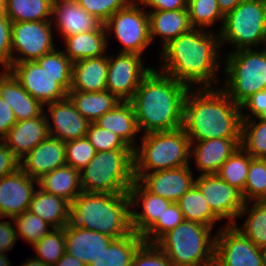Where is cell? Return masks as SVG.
<instances>
[{"label":"cell","instance_id":"obj_1","mask_svg":"<svg viewBox=\"0 0 266 266\" xmlns=\"http://www.w3.org/2000/svg\"><path fill=\"white\" fill-rule=\"evenodd\" d=\"M220 48L217 30L211 32V30L192 28L160 49L161 63L157 70L173 77L188 88L219 87L222 79L218 78L220 75L218 72L223 67Z\"/></svg>","mask_w":266,"mask_h":266},{"label":"cell","instance_id":"obj_2","mask_svg":"<svg viewBox=\"0 0 266 266\" xmlns=\"http://www.w3.org/2000/svg\"><path fill=\"white\" fill-rule=\"evenodd\" d=\"M189 89L173 77L152 68L130 100L140 134L183 127L184 104Z\"/></svg>","mask_w":266,"mask_h":266},{"label":"cell","instance_id":"obj_3","mask_svg":"<svg viewBox=\"0 0 266 266\" xmlns=\"http://www.w3.org/2000/svg\"><path fill=\"white\" fill-rule=\"evenodd\" d=\"M241 106L221 87L190 88L184 104L183 128L191 142L234 138L241 143Z\"/></svg>","mask_w":266,"mask_h":266},{"label":"cell","instance_id":"obj_4","mask_svg":"<svg viewBox=\"0 0 266 266\" xmlns=\"http://www.w3.org/2000/svg\"><path fill=\"white\" fill-rule=\"evenodd\" d=\"M130 211L128 193L81 192L70 203V223L117 239L132 232Z\"/></svg>","mask_w":266,"mask_h":266},{"label":"cell","instance_id":"obj_5","mask_svg":"<svg viewBox=\"0 0 266 266\" xmlns=\"http://www.w3.org/2000/svg\"><path fill=\"white\" fill-rule=\"evenodd\" d=\"M133 150L134 173H150L191 165V141L183 127L139 136Z\"/></svg>","mask_w":266,"mask_h":266},{"label":"cell","instance_id":"obj_6","mask_svg":"<svg viewBox=\"0 0 266 266\" xmlns=\"http://www.w3.org/2000/svg\"><path fill=\"white\" fill-rule=\"evenodd\" d=\"M209 226L184 220L155 244L174 266H214L215 236Z\"/></svg>","mask_w":266,"mask_h":266},{"label":"cell","instance_id":"obj_7","mask_svg":"<svg viewBox=\"0 0 266 266\" xmlns=\"http://www.w3.org/2000/svg\"><path fill=\"white\" fill-rule=\"evenodd\" d=\"M135 181L133 149L96 152L80 171L82 192L124 194Z\"/></svg>","mask_w":266,"mask_h":266},{"label":"cell","instance_id":"obj_8","mask_svg":"<svg viewBox=\"0 0 266 266\" xmlns=\"http://www.w3.org/2000/svg\"><path fill=\"white\" fill-rule=\"evenodd\" d=\"M226 77L220 87L241 106L253 94L266 89V52L251 48L223 55Z\"/></svg>","mask_w":266,"mask_h":266},{"label":"cell","instance_id":"obj_9","mask_svg":"<svg viewBox=\"0 0 266 266\" xmlns=\"http://www.w3.org/2000/svg\"><path fill=\"white\" fill-rule=\"evenodd\" d=\"M266 27V0H242L224 16L219 31L221 48L229 44L241 49L259 48Z\"/></svg>","mask_w":266,"mask_h":266},{"label":"cell","instance_id":"obj_10","mask_svg":"<svg viewBox=\"0 0 266 266\" xmlns=\"http://www.w3.org/2000/svg\"><path fill=\"white\" fill-rule=\"evenodd\" d=\"M142 7V8H141ZM144 7L132 0L126 7L118 10L105 23L108 46L113 37L122 45L119 53H133L144 55V51L151 46L149 17Z\"/></svg>","mask_w":266,"mask_h":266},{"label":"cell","instance_id":"obj_11","mask_svg":"<svg viewBox=\"0 0 266 266\" xmlns=\"http://www.w3.org/2000/svg\"><path fill=\"white\" fill-rule=\"evenodd\" d=\"M8 70L43 106L67 98L72 74H51L43 70L37 61L12 63Z\"/></svg>","mask_w":266,"mask_h":266},{"label":"cell","instance_id":"obj_12","mask_svg":"<svg viewBox=\"0 0 266 266\" xmlns=\"http://www.w3.org/2000/svg\"><path fill=\"white\" fill-rule=\"evenodd\" d=\"M51 20L12 23V63L36 61L56 48Z\"/></svg>","mask_w":266,"mask_h":266},{"label":"cell","instance_id":"obj_13","mask_svg":"<svg viewBox=\"0 0 266 266\" xmlns=\"http://www.w3.org/2000/svg\"><path fill=\"white\" fill-rule=\"evenodd\" d=\"M144 59L133 53L108 54L106 90L120 101H130L142 79L152 70Z\"/></svg>","mask_w":266,"mask_h":266},{"label":"cell","instance_id":"obj_14","mask_svg":"<svg viewBox=\"0 0 266 266\" xmlns=\"http://www.w3.org/2000/svg\"><path fill=\"white\" fill-rule=\"evenodd\" d=\"M215 232L214 266H264L261 251L235 225Z\"/></svg>","mask_w":266,"mask_h":266},{"label":"cell","instance_id":"obj_15","mask_svg":"<svg viewBox=\"0 0 266 266\" xmlns=\"http://www.w3.org/2000/svg\"><path fill=\"white\" fill-rule=\"evenodd\" d=\"M195 185L200 189L213 213L225 225L238 223L240 211L244 207L242 193L222 180L217 174L198 175Z\"/></svg>","mask_w":266,"mask_h":266},{"label":"cell","instance_id":"obj_16","mask_svg":"<svg viewBox=\"0 0 266 266\" xmlns=\"http://www.w3.org/2000/svg\"><path fill=\"white\" fill-rule=\"evenodd\" d=\"M134 178L148 192L177 202L195 184L191 165L150 173H134Z\"/></svg>","mask_w":266,"mask_h":266},{"label":"cell","instance_id":"obj_17","mask_svg":"<svg viewBox=\"0 0 266 266\" xmlns=\"http://www.w3.org/2000/svg\"><path fill=\"white\" fill-rule=\"evenodd\" d=\"M38 181L21 168L0 179V218L13 219L29 210Z\"/></svg>","mask_w":266,"mask_h":266},{"label":"cell","instance_id":"obj_18","mask_svg":"<svg viewBox=\"0 0 266 266\" xmlns=\"http://www.w3.org/2000/svg\"><path fill=\"white\" fill-rule=\"evenodd\" d=\"M44 112L50 136L63 142L86 137L90 122L77 111L68 97L45 105Z\"/></svg>","mask_w":266,"mask_h":266},{"label":"cell","instance_id":"obj_19","mask_svg":"<svg viewBox=\"0 0 266 266\" xmlns=\"http://www.w3.org/2000/svg\"><path fill=\"white\" fill-rule=\"evenodd\" d=\"M128 194L131 208V228L133 232L141 236L172 203L170 200L148 192L137 180L132 183ZM140 208L142 211H137Z\"/></svg>","mask_w":266,"mask_h":266},{"label":"cell","instance_id":"obj_20","mask_svg":"<svg viewBox=\"0 0 266 266\" xmlns=\"http://www.w3.org/2000/svg\"><path fill=\"white\" fill-rule=\"evenodd\" d=\"M51 22L60 40L78 33L97 31L104 25L75 0H54Z\"/></svg>","mask_w":266,"mask_h":266},{"label":"cell","instance_id":"obj_21","mask_svg":"<svg viewBox=\"0 0 266 266\" xmlns=\"http://www.w3.org/2000/svg\"><path fill=\"white\" fill-rule=\"evenodd\" d=\"M20 168L35 180L66 165L65 142L48 136L20 161Z\"/></svg>","mask_w":266,"mask_h":266},{"label":"cell","instance_id":"obj_22","mask_svg":"<svg viewBox=\"0 0 266 266\" xmlns=\"http://www.w3.org/2000/svg\"><path fill=\"white\" fill-rule=\"evenodd\" d=\"M240 147L234 138H214L191 142L190 157L200 175L217 174L223 163Z\"/></svg>","mask_w":266,"mask_h":266},{"label":"cell","instance_id":"obj_23","mask_svg":"<svg viewBox=\"0 0 266 266\" xmlns=\"http://www.w3.org/2000/svg\"><path fill=\"white\" fill-rule=\"evenodd\" d=\"M66 252L87 266L115 239L97 231L84 229L70 222L64 227Z\"/></svg>","mask_w":266,"mask_h":266},{"label":"cell","instance_id":"obj_24","mask_svg":"<svg viewBox=\"0 0 266 266\" xmlns=\"http://www.w3.org/2000/svg\"><path fill=\"white\" fill-rule=\"evenodd\" d=\"M49 136L45 112L32 119L16 122L2 141L21 160Z\"/></svg>","mask_w":266,"mask_h":266},{"label":"cell","instance_id":"obj_25","mask_svg":"<svg viewBox=\"0 0 266 266\" xmlns=\"http://www.w3.org/2000/svg\"><path fill=\"white\" fill-rule=\"evenodd\" d=\"M0 96L13 109L17 122L36 118L44 112V106L21 86L8 69L0 70Z\"/></svg>","mask_w":266,"mask_h":266},{"label":"cell","instance_id":"obj_26","mask_svg":"<svg viewBox=\"0 0 266 266\" xmlns=\"http://www.w3.org/2000/svg\"><path fill=\"white\" fill-rule=\"evenodd\" d=\"M147 12L151 42L154 43L155 39L161 38V49L179 35L193 28L190 24L188 9L170 11L148 10Z\"/></svg>","mask_w":266,"mask_h":266},{"label":"cell","instance_id":"obj_27","mask_svg":"<svg viewBox=\"0 0 266 266\" xmlns=\"http://www.w3.org/2000/svg\"><path fill=\"white\" fill-rule=\"evenodd\" d=\"M108 54L76 61L72 67L69 91L99 92L106 90Z\"/></svg>","mask_w":266,"mask_h":266},{"label":"cell","instance_id":"obj_28","mask_svg":"<svg viewBox=\"0 0 266 266\" xmlns=\"http://www.w3.org/2000/svg\"><path fill=\"white\" fill-rule=\"evenodd\" d=\"M101 128L118 135L131 149L138 145L135 136L140 133L130 101H120L111 111L95 121Z\"/></svg>","mask_w":266,"mask_h":266},{"label":"cell","instance_id":"obj_29","mask_svg":"<svg viewBox=\"0 0 266 266\" xmlns=\"http://www.w3.org/2000/svg\"><path fill=\"white\" fill-rule=\"evenodd\" d=\"M107 39L103 25L97 31L78 33L64 38L63 52L73 63L82 59L107 55Z\"/></svg>","mask_w":266,"mask_h":266},{"label":"cell","instance_id":"obj_30","mask_svg":"<svg viewBox=\"0 0 266 266\" xmlns=\"http://www.w3.org/2000/svg\"><path fill=\"white\" fill-rule=\"evenodd\" d=\"M37 188L29 211L49 223L52 228H64L70 222V203L62 197Z\"/></svg>","mask_w":266,"mask_h":266},{"label":"cell","instance_id":"obj_31","mask_svg":"<svg viewBox=\"0 0 266 266\" xmlns=\"http://www.w3.org/2000/svg\"><path fill=\"white\" fill-rule=\"evenodd\" d=\"M38 187L71 203L82 192L80 171L68 165L56 168L38 180Z\"/></svg>","mask_w":266,"mask_h":266},{"label":"cell","instance_id":"obj_32","mask_svg":"<svg viewBox=\"0 0 266 266\" xmlns=\"http://www.w3.org/2000/svg\"><path fill=\"white\" fill-rule=\"evenodd\" d=\"M67 97L89 122L97 121L120 102L107 90L99 92L69 91Z\"/></svg>","mask_w":266,"mask_h":266},{"label":"cell","instance_id":"obj_33","mask_svg":"<svg viewBox=\"0 0 266 266\" xmlns=\"http://www.w3.org/2000/svg\"><path fill=\"white\" fill-rule=\"evenodd\" d=\"M144 242L141 235L132 231L114 239L88 266H131L135 253Z\"/></svg>","mask_w":266,"mask_h":266},{"label":"cell","instance_id":"obj_34","mask_svg":"<svg viewBox=\"0 0 266 266\" xmlns=\"http://www.w3.org/2000/svg\"><path fill=\"white\" fill-rule=\"evenodd\" d=\"M54 0H4V12L12 23L51 20Z\"/></svg>","mask_w":266,"mask_h":266},{"label":"cell","instance_id":"obj_35","mask_svg":"<svg viewBox=\"0 0 266 266\" xmlns=\"http://www.w3.org/2000/svg\"><path fill=\"white\" fill-rule=\"evenodd\" d=\"M176 203L186 221L209 226L213 230L216 223L221 221L213 213L200 189L195 184Z\"/></svg>","mask_w":266,"mask_h":266},{"label":"cell","instance_id":"obj_36","mask_svg":"<svg viewBox=\"0 0 266 266\" xmlns=\"http://www.w3.org/2000/svg\"><path fill=\"white\" fill-rule=\"evenodd\" d=\"M246 216L243 226H235L259 248L266 245V202H246L239 218Z\"/></svg>","mask_w":266,"mask_h":266},{"label":"cell","instance_id":"obj_37","mask_svg":"<svg viewBox=\"0 0 266 266\" xmlns=\"http://www.w3.org/2000/svg\"><path fill=\"white\" fill-rule=\"evenodd\" d=\"M240 147L252 158L266 159V118L242 119Z\"/></svg>","mask_w":266,"mask_h":266},{"label":"cell","instance_id":"obj_38","mask_svg":"<svg viewBox=\"0 0 266 266\" xmlns=\"http://www.w3.org/2000/svg\"><path fill=\"white\" fill-rule=\"evenodd\" d=\"M187 9L193 28L210 30L212 26L219 23L218 32L221 30L224 15L219 9L217 0H188Z\"/></svg>","mask_w":266,"mask_h":266},{"label":"cell","instance_id":"obj_39","mask_svg":"<svg viewBox=\"0 0 266 266\" xmlns=\"http://www.w3.org/2000/svg\"><path fill=\"white\" fill-rule=\"evenodd\" d=\"M252 159L248 153L239 147L223 163L217 175L243 193Z\"/></svg>","mask_w":266,"mask_h":266},{"label":"cell","instance_id":"obj_40","mask_svg":"<svg viewBox=\"0 0 266 266\" xmlns=\"http://www.w3.org/2000/svg\"><path fill=\"white\" fill-rule=\"evenodd\" d=\"M32 248L36 252L34 258L53 266L66 252L64 228H51Z\"/></svg>","mask_w":266,"mask_h":266},{"label":"cell","instance_id":"obj_41","mask_svg":"<svg viewBox=\"0 0 266 266\" xmlns=\"http://www.w3.org/2000/svg\"><path fill=\"white\" fill-rule=\"evenodd\" d=\"M244 202H258L266 199V159L253 158L242 193Z\"/></svg>","mask_w":266,"mask_h":266},{"label":"cell","instance_id":"obj_42","mask_svg":"<svg viewBox=\"0 0 266 266\" xmlns=\"http://www.w3.org/2000/svg\"><path fill=\"white\" fill-rule=\"evenodd\" d=\"M16 233L18 239L20 237L27 243H37L43 236H45L52 228V226L41 219L36 214L31 213L29 210L25 211L19 216L14 217Z\"/></svg>","mask_w":266,"mask_h":266},{"label":"cell","instance_id":"obj_43","mask_svg":"<svg viewBox=\"0 0 266 266\" xmlns=\"http://www.w3.org/2000/svg\"><path fill=\"white\" fill-rule=\"evenodd\" d=\"M184 221L177 203L172 202L161 217L142 235L146 243H155L163 234L174 229Z\"/></svg>","mask_w":266,"mask_h":266},{"label":"cell","instance_id":"obj_44","mask_svg":"<svg viewBox=\"0 0 266 266\" xmlns=\"http://www.w3.org/2000/svg\"><path fill=\"white\" fill-rule=\"evenodd\" d=\"M96 150L86 137L65 142L66 165L79 171L87 166Z\"/></svg>","mask_w":266,"mask_h":266},{"label":"cell","instance_id":"obj_45","mask_svg":"<svg viewBox=\"0 0 266 266\" xmlns=\"http://www.w3.org/2000/svg\"><path fill=\"white\" fill-rule=\"evenodd\" d=\"M86 138L95 148L96 152L131 149L118 135L101 128L95 122H90Z\"/></svg>","mask_w":266,"mask_h":266},{"label":"cell","instance_id":"obj_46","mask_svg":"<svg viewBox=\"0 0 266 266\" xmlns=\"http://www.w3.org/2000/svg\"><path fill=\"white\" fill-rule=\"evenodd\" d=\"M84 10L103 24L118 10L126 7L132 0H75Z\"/></svg>","mask_w":266,"mask_h":266},{"label":"cell","instance_id":"obj_47","mask_svg":"<svg viewBox=\"0 0 266 266\" xmlns=\"http://www.w3.org/2000/svg\"><path fill=\"white\" fill-rule=\"evenodd\" d=\"M131 266H174L155 244L144 242L134 255Z\"/></svg>","mask_w":266,"mask_h":266},{"label":"cell","instance_id":"obj_48","mask_svg":"<svg viewBox=\"0 0 266 266\" xmlns=\"http://www.w3.org/2000/svg\"><path fill=\"white\" fill-rule=\"evenodd\" d=\"M36 61L51 74H72L73 62L57 47Z\"/></svg>","mask_w":266,"mask_h":266},{"label":"cell","instance_id":"obj_49","mask_svg":"<svg viewBox=\"0 0 266 266\" xmlns=\"http://www.w3.org/2000/svg\"><path fill=\"white\" fill-rule=\"evenodd\" d=\"M12 22L4 11H0V65L8 69L12 64L11 51Z\"/></svg>","mask_w":266,"mask_h":266},{"label":"cell","instance_id":"obj_50","mask_svg":"<svg viewBox=\"0 0 266 266\" xmlns=\"http://www.w3.org/2000/svg\"><path fill=\"white\" fill-rule=\"evenodd\" d=\"M242 119L266 118V89L249 97L242 105ZM247 112H246V111Z\"/></svg>","mask_w":266,"mask_h":266},{"label":"cell","instance_id":"obj_51","mask_svg":"<svg viewBox=\"0 0 266 266\" xmlns=\"http://www.w3.org/2000/svg\"><path fill=\"white\" fill-rule=\"evenodd\" d=\"M19 161L12 150L0 140V179L19 169Z\"/></svg>","mask_w":266,"mask_h":266},{"label":"cell","instance_id":"obj_52","mask_svg":"<svg viewBox=\"0 0 266 266\" xmlns=\"http://www.w3.org/2000/svg\"><path fill=\"white\" fill-rule=\"evenodd\" d=\"M0 253L9 252L15 246V243L18 241L16 227L14 220L11 221H4L3 217L0 218Z\"/></svg>","mask_w":266,"mask_h":266},{"label":"cell","instance_id":"obj_53","mask_svg":"<svg viewBox=\"0 0 266 266\" xmlns=\"http://www.w3.org/2000/svg\"><path fill=\"white\" fill-rule=\"evenodd\" d=\"M148 10L170 11L187 9L188 0H137Z\"/></svg>","mask_w":266,"mask_h":266},{"label":"cell","instance_id":"obj_54","mask_svg":"<svg viewBox=\"0 0 266 266\" xmlns=\"http://www.w3.org/2000/svg\"><path fill=\"white\" fill-rule=\"evenodd\" d=\"M17 120L11 106L0 96V140L16 124Z\"/></svg>","mask_w":266,"mask_h":266},{"label":"cell","instance_id":"obj_55","mask_svg":"<svg viewBox=\"0 0 266 266\" xmlns=\"http://www.w3.org/2000/svg\"><path fill=\"white\" fill-rule=\"evenodd\" d=\"M53 266H87V265L78 258L73 257L71 254L65 252V254Z\"/></svg>","mask_w":266,"mask_h":266},{"label":"cell","instance_id":"obj_56","mask_svg":"<svg viewBox=\"0 0 266 266\" xmlns=\"http://www.w3.org/2000/svg\"><path fill=\"white\" fill-rule=\"evenodd\" d=\"M242 0H217L219 9L225 16L231 12Z\"/></svg>","mask_w":266,"mask_h":266},{"label":"cell","instance_id":"obj_57","mask_svg":"<svg viewBox=\"0 0 266 266\" xmlns=\"http://www.w3.org/2000/svg\"><path fill=\"white\" fill-rule=\"evenodd\" d=\"M19 266H49L44 264L41 260L34 258L33 256L30 258H27L26 261H24L21 265Z\"/></svg>","mask_w":266,"mask_h":266},{"label":"cell","instance_id":"obj_58","mask_svg":"<svg viewBox=\"0 0 266 266\" xmlns=\"http://www.w3.org/2000/svg\"><path fill=\"white\" fill-rule=\"evenodd\" d=\"M0 266H11L6 253H0Z\"/></svg>","mask_w":266,"mask_h":266},{"label":"cell","instance_id":"obj_59","mask_svg":"<svg viewBox=\"0 0 266 266\" xmlns=\"http://www.w3.org/2000/svg\"><path fill=\"white\" fill-rule=\"evenodd\" d=\"M260 251H261V256H262L264 266H266V245L260 247Z\"/></svg>","mask_w":266,"mask_h":266},{"label":"cell","instance_id":"obj_60","mask_svg":"<svg viewBox=\"0 0 266 266\" xmlns=\"http://www.w3.org/2000/svg\"><path fill=\"white\" fill-rule=\"evenodd\" d=\"M261 45L264 47H262V49H264V51L266 52V27L264 29V32H263V38H262V42H261Z\"/></svg>","mask_w":266,"mask_h":266},{"label":"cell","instance_id":"obj_61","mask_svg":"<svg viewBox=\"0 0 266 266\" xmlns=\"http://www.w3.org/2000/svg\"><path fill=\"white\" fill-rule=\"evenodd\" d=\"M0 11H4V0H0Z\"/></svg>","mask_w":266,"mask_h":266}]
</instances>
